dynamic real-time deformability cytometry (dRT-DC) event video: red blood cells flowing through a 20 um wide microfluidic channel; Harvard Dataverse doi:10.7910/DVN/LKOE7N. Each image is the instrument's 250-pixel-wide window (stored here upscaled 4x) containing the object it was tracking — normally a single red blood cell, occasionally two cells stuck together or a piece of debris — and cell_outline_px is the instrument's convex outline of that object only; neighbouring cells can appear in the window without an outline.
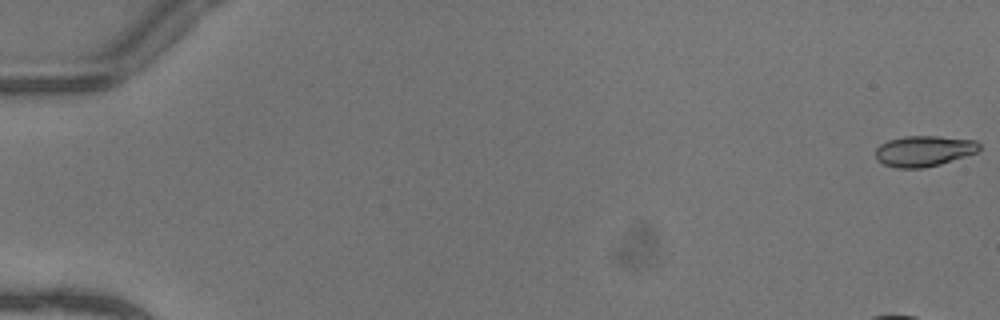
{"species": "common noctule bat (a hibernating species)", "species_latin": "Nyctalus noctula", "temperature_condition": "warm", "stored_images_in_passage": 52, "camera_frame_rate_fps": 3000, "um_per_image_px": 0.085, "animal": {"sex": "female"}, "frame": {"image": 1, "passage_image": 1, "time_ms": 0.0, "image_size_px": [1000, 320], "cell_outline_px": [[980, 148], [976, 152], [940, 164], [924, 168], [900, 168], [884, 164], [876, 160], [876, 148], [880, 144], [888, 140], [904, 136], [940, 136], [976, 140], [980, 144]], "centroid_in_image_um": [78.52, 12.82], "position_along_channel_um": 6.5, "area_um2": 18.55}}